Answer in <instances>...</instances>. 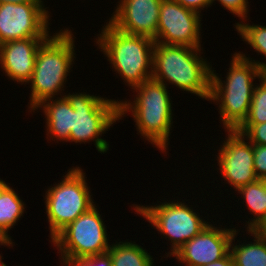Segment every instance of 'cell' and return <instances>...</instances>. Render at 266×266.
I'll use <instances>...</instances> for the list:
<instances>
[{"label":"cell","mask_w":266,"mask_h":266,"mask_svg":"<svg viewBox=\"0 0 266 266\" xmlns=\"http://www.w3.org/2000/svg\"><path fill=\"white\" fill-rule=\"evenodd\" d=\"M112 266V260L108 252L83 258L74 262H67L65 266Z\"/></svg>","instance_id":"25"},{"label":"cell","mask_w":266,"mask_h":266,"mask_svg":"<svg viewBox=\"0 0 266 266\" xmlns=\"http://www.w3.org/2000/svg\"><path fill=\"white\" fill-rule=\"evenodd\" d=\"M254 170L258 179H266V145L253 144Z\"/></svg>","instance_id":"24"},{"label":"cell","mask_w":266,"mask_h":266,"mask_svg":"<svg viewBox=\"0 0 266 266\" xmlns=\"http://www.w3.org/2000/svg\"><path fill=\"white\" fill-rule=\"evenodd\" d=\"M198 51L200 53V47L155 42L152 79L166 85L165 79L184 91L209 100L212 70L198 56Z\"/></svg>","instance_id":"1"},{"label":"cell","mask_w":266,"mask_h":266,"mask_svg":"<svg viewBox=\"0 0 266 266\" xmlns=\"http://www.w3.org/2000/svg\"><path fill=\"white\" fill-rule=\"evenodd\" d=\"M96 43L128 86L134 88L152 79L155 45L152 38L121 32L108 23Z\"/></svg>","instance_id":"3"},{"label":"cell","mask_w":266,"mask_h":266,"mask_svg":"<svg viewBox=\"0 0 266 266\" xmlns=\"http://www.w3.org/2000/svg\"><path fill=\"white\" fill-rule=\"evenodd\" d=\"M162 0H121L109 23L121 32L156 38Z\"/></svg>","instance_id":"14"},{"label":"cell","mask_w":266,"mask_h":266,"mask_svg":"<svg viewBox=\"0 0 266 266\" xmlns=\"http://www.w3.org/2000/svg\"><path fill=\"white\" fill-rule=\"evenodd\" d=\"M38 107H43L45 112L48 134L52 135L51 137L55 138L54 140L69 141L72 130L73 108L68 100L64 96L54 101L51 98L41 102L36 106V108Z\"/></svg>","instance_id":"16"},{"label":"cell","mask_w":266,"mask_h":266,"mask_svg":"<svg viewBox=\"0 0 266 266\" xmlns=\"http://www.w3.org/2000/svg\"><path fill=\"white\" fill-rule=\"evenodd\" d=\"M24 2H42L41 0H0V4L4 3H24Z\"/></svg>","instance_id":"30"},{"label":"cell","mask_w":266,"mask_h":266,"mask_svg":"<svg viewBox=\"0 0 266 266\" xmlns=\"http://www.w3.org/2000/svg\"><path fill=\"white\" fill-rule=\"evenodd\" d=\"M182 6L194 10L199 13V10L211 5L212 0H175Z\"/></svg>","instance_id":"27"},{"label":"cell","mask_w":266,"mask_h":266,"mask_svg":"<svg viewBox=\"0 0 266 266\" xmlns=\"http://www.w3.org/2000/svg\"><path fill=\"white\" fill-rule=\"evenodd\" d=\"M24 209V202L18 194L0 179V231L10 241L8 230L23 215Z\"/></svg>","instance_id":"17"},{"label":"cell","mask_w":266,"mask_h":266,"mask_svg":"<svg viewBox=\"0 0 266 266\" xmlns=\"http://www.w3.org/2000/svg\"><path fill=\"white\" fill-rule=\"evenodd\" d=\"M221 5L228 9L231 13L237 15L238 17L245 19L248 13V1L247 0H218ZM214 0L211 1V4Z\"/></svg>","instance_id":"26"},{"label":"cell","mask_w":266,"mask_h":266,"mask_svg":"<svg viewBox=\"0 0 266 266\" xmlns=\"http://www.w3.org/2000/svg\"><path fill=\"white\" fill-rule=\"evenodd\" d=\"M236 29L241 37L255 49V51L266 56V27L259 25H249L237 23ZM263 73L266 72V63L255 62Z\"/></svg>","instance_id":"21"},{"label":"cell","mask_w":266,"mask_h":266,"mask_svg":"<svg viewBox=\"0 0 266 266\" xmlns=\"http://www.w3.org/2000/svg\"><path fill=\"white\" fill-rule=\"evenodd\" d=\"M64 97L73 108L69 142L85 143L93 140L100 153L106 152L109 146L99 135L119 120V102L84 93L68 94Z\"/></svg>","instance_id":"6"},{"label":"cell","mask_w":266,"mask_h":266,"mask_svg":"<svg viewBox=\"0 0 266 266\" xmlns=\"http://www.w3.org/2000/svg\"><path fill=\"white\" fill-rule=\"evenodd\" d=\"M135 212L156 227L161 234L168 236L173 245L170 256L173 255L181 246L199 234L207 225L202 221L194 210L187 207L182 202L162 203L157 206H134Z\"/></svg>","instance_id":"9"},{"label":"cell","mask_w":266,"mask_h":266,"mask_svg":"<svg viewBox=\"0 0 266 266\" xmlns=\"http://www.w3.org/2000/svg\"><path fill=\"white\" fill-rule=\"evenodd\" d=\"M260 81V85L254 88L249 114L243 124L266 122V76L263 75Z\"/></svg>","instance_id":"22"},{"label":"cell","mask_w":266,"mask_h":266,"mask_svg":"<svg viewBox=\"0 0 266 266\" xmlns=\"http://www.w3.org/2000/svg\"><path fill=\"white\" fill-rule=\"evenodd\" d=\"M0 245H7V246H10L12 245V242L7 239L0 231Z\"/></svg>","instance_id":"31"},{"label":"cell","mask_w":266,"mask_h":266,"mask_svg":"<svg viewBox=\"0 0 266 266\" xmlns=\"http://www.w3.org/2000/svg\"><path fill=\"white\" fill-rule=\"evenodd\" d=\"M240 192L250 211L255 214V219L248 221L247 230H253L266 217V181L258 179L255 182L241 186Z\"/></svg>","instance_id":"19"},{"label":"cell","mask_w":266,"mask_h":266,"mask_svg":"<svg viewBox=\"0 0 266 266\" xmlns=\"http://www.w3.org/2000/svg\"><path fill=\"white\" fill-rule=\"evenodd\" d=\"M205 266H235L233 258L230 254V252L223 258L214 261L212 263H209L208 265Z\"/></svg>","instance_id":"28"},{"label":"cell","mask_w":266,"mask_h":266,"mask_svg":"<svg viewBox=\"0 0 266 266\" xmlns=\"http://www.w3.org/2000/svg\"><path fill=\"white\" fill-rule=\"evenodd\" d=\"M200 21V13L175 0H162L154 41L165 45L200 47Z\"/></svg>","instance_id":"11"},{"label":"cell","mask_w":266,"mask_h":266,"mask_svg":"<svg viewBox=\"0 0 266 266\" xmlns=\"http://www.w3.org/2000/svg\"><path fill=\"white\" fill-rule=\"evenodd\" d=\"M105 228L94 205L65 227L52 242L61 252L64 264L74 262L108 252L111 245Z\"/></svg>","instance_id":"8"},{"label":"cell","mask_w":266,"mask_h":266,"mask_svg":"<svg viewBox=\"0 0 266 266\" xmlns=\"http://www.w3.org/2000/svg\"><path fill=\"white\" fill-rule=\"evenodd\" d=\"M166 88L165 84L149 79L133 88L138 94L132 104L119 102V119L132 109L141 136L161 151L166 150L172 126V105Z\"/></svg>","instance_id":"4"},{"label":"cell","mask_w":266,"mask_h":266,"mask_svg":"<svg viewBox=\"0 0 266 266\" xmlns=\"http://www.w3.org/2000/svg\"><path fill=\"white\" fill-rule=\"evenodd\" d=\"M228 137L218 153L219 170L224 179L237 190L258 180L254 170L253 144L244 141L237 130H227Z\"/></svg>","instance_id":"13"},{"label":"cell","mask_w":266,"mask_h":266,"mask_svg":"<svg viewBox=\"0 0 266 266\" xmlns=\"http://www.w3.org/2000/svg\"><path fill=\"white\" fill-rule=\"evenodd\" d=\"M72 35L67 29L60 31L53 37L49 36L38 48L35 67L29 81L32 85L30 96L32 110L62 91L75 57Z\"/></svg>","instance_id":"5"},{"label":"cell","mask_w":266,"mask_h":266,"mask_svg":"<svg viewBox=\"0 0 266 266\" xmlns=\"http://www.w3.org/2000/svg\"><path fill=\"white\" fill-rule=\"evenodd\" d=\"M42 2L0 4V44L26 38H48V11Z\"/></svg>","instance_id":"10"},{"label":"cell","mask_w":266,"mask_h":266,"mask_svg":"<svg viewBox=\"0 0 266 266\" xmlns=\"http://www.w3.org/2000/svg\"><path fill=\"white\" fill-rule=\"evenodd\" d=\"M236 234V229H217L208 224L172 256H175L180 263H186L185 266L208 265L230 252Z\"/></svg>","instance_id":"12"},{"label":"cell","mask_w":266,"mask_h":266,"mask_svg":"<svg viewBox=\"0 0 266 266\" xmlns=\"http://www.w3.org/2000/svg\"><path fill=\"white\" fill-rule=\"evenodd\" d=\"M82 170L72 168L62 180L46 192L45 203L53 240L65 227L95 204Z\"/></svg>","instance_id":"7"},{"label":"cell","mask_w":266,"mask_h":266,"mask_svg":"<svg viewBox=\"0 0 266 266\" xmlns=\"http://www.w3.org/2000/svg\"><path fill=\"white\" fill-rule=\"evenodd\" d=\"M0 266H6V264H4V263L1 261V256H0Z\"/></svg>","instance_id":"32"},{"label":"cell","mask_w":266,"mask_h":266,"mask_svg":"<svg viewBox=\"0 0 266 266\" xmlns=\"http://www.w3.org/2000/svg\"><path fill=\"white\" fill-rule=\"evenodd\" d=\"M47 38H26L0 44V65L13 81H30L38 48Z\"/></svg>","instance_id":"15"},{"label":"cell","mask_w":266,"mask_h":266,"mask_svg":"<svg viewBox=\"0 0 266 266\" xmlns=\"http://www.w3.org/2000/svg\"><path fill=\"white\" fill-rule=\"evenodd\" d=\"M237 131L247 136V139L252 144L266 145V122L260 124H242Z\"/></svg>","instance_id":"23"},{"label":"cell","mask_w":266,"mask_h":266,"mask_svg":"<svg viewBox=\"0 0 266 266\" xmlns=\"http://www.w3.org/2000/svg\"><path fill=\"white\" fill-rule=\"evenodd\" d=\"M108 253L112 266H154L152 256L141 246L131 242L114 244L110 246Z\"/></svg>","instance_id":"18"},{"label":"cell","mask_w":266,"mask_h":266,"mask_svg":"<svg viewBox=\"0 0 266 266\" xmlns=\"http://www.w3.org/2000/svg\"><path fill=\"white\" fill-rule=\"evenodd\" d=\"M225 84L219 76L211 72L210 100L219 101L220 115L227 130H237L249 114L253 97V80L261 78L264 73L244 54L235 53Z\"/></svg>","instance_id":"2"},{"label":"cell","mask_w":266,"mask_h":266,"mask_svg":"<svg viewBox=\"0 0 266 266\" xmlns=\"http://www.w3.org/2000/svg\"><path fill=\"white\" fill-rule=\"evenodd\" d=\"M253 231L266 240V217L253 229Z\"/></svg>","instance_id":"29"},{"label":"cell","mask_w":266,"mask_h":266,"mask_svg":"<svg viewBox=\"0 0 266 266\" xmlns=\"http://www.w3.org/2000/svg\"><path fill=\"white\" fill-rule=\"evenodd\" d=\"M255 242L232 247L230 254L235 266H266V240L253 230H248Z\"/></svg>","instance_id":"20"}]
</instances>
